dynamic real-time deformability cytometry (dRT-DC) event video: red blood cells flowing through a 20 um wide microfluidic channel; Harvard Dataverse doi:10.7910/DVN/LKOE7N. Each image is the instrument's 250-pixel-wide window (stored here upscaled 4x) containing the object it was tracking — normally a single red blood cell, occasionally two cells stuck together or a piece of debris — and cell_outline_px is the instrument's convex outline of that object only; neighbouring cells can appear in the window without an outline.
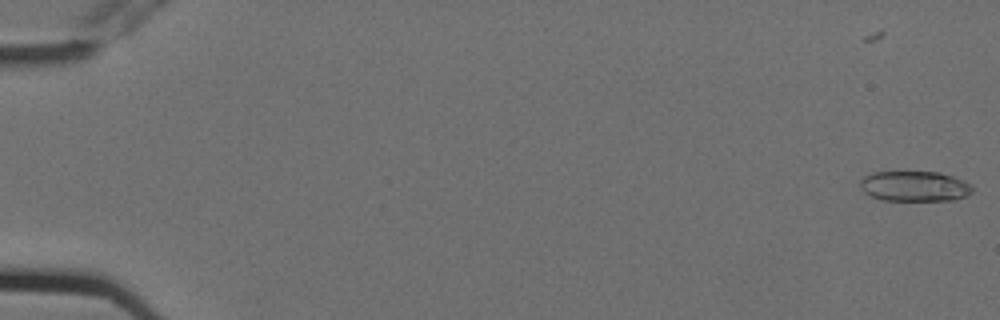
{"species": "Egyptian fruit bat (a non-hibernating species)", "species_latin": "Rousettus aegyptiacus", "temperature_condition": "cold", "stored_images_in_passage": 9, "camera_frame_rate_fps": 3000, "um_per_image_px": 0.085, "animal": {"sex": "female"}, "frame": {"image": 1, "passage_image": 2, "time_ms": 0.333, "image_size_px": [1000, 320], "cell_outline_px": [[972, 192], [964, 196], [952, 200], [880, 200], [864, 192], [860, 188], [860, 180], [864, 176], [872, 172], [940, 172], [964, 180], [972, 188]], "centroid_in_image_um": [77.7, 15.82], "position_along_channel_um": 7.3, "area_um2": 19.71}}
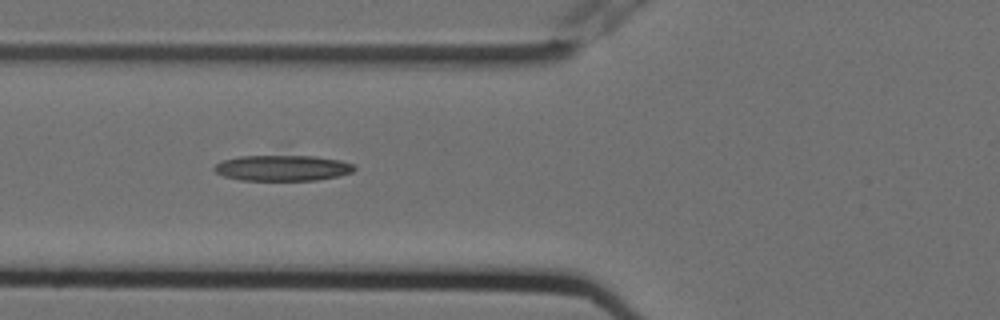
{"frame": {"image": 2, "passage_image": 8, "time_ms": 2.333, "image_size_px": [1000, 320], "cell_outline_px": [[356, 168], [352, 172], [340, 176], [316, 180], [240, 180], [224, 176], [216, 172], [212, 168], [216, 164], [224, 160], [240, 156], [316, 156], [340, 160], [352, 164]], "centroid_in_image_um": [24.02, 14.28], "position_along_channel_um": 101.8, "area_um2": 20.92}}
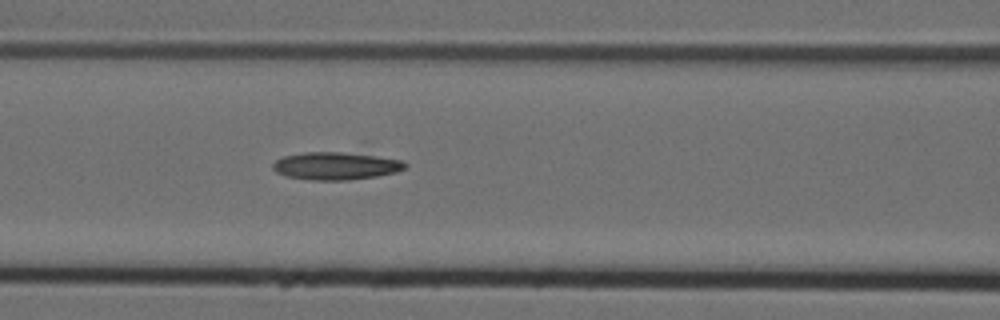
{"frame": {"image": 3, "passage_image": 9, "time_ms": 2.667, "image_size_px": [1000, 320], "cell_outline_px": [[408, 164], [404, 168], [396, 172], [376, 176], [348, 180], [312, 180], [284, 176], [276, 172], [272, 168], [272, 164], [276, 160], [284, 156], [304, 152], [340, 152], [376, 156], [400, 160]], "centroid_in_image_um": [28.49, 14.11], "position_along_channel_um": 138.1, "area_um2": 21.15}}